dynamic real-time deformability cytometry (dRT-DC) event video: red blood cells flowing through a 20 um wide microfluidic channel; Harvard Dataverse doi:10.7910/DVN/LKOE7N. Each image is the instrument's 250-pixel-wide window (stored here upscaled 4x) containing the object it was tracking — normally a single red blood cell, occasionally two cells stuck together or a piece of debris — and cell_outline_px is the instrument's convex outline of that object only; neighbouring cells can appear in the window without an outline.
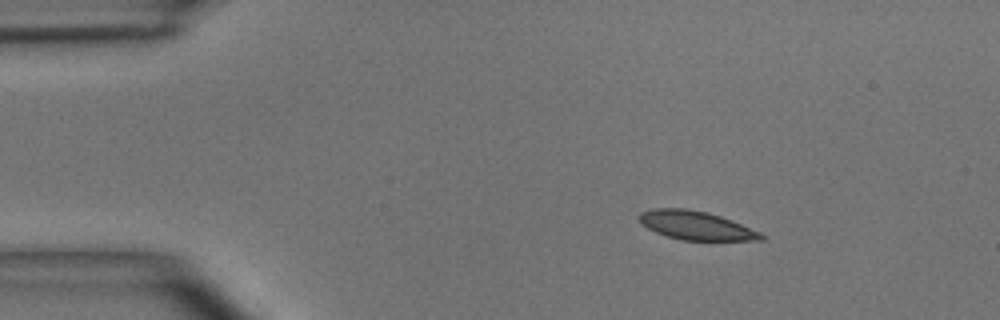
{"species": "common noctule bat (a hibernating species)", "species_latin": "Nyctalus noctula", "temperature_condition": "room temperature", "stored_images_in_passage": 49, "camera_frame_rate_fps": 3000, "um_per_image_px": 0.085, "animal": {"sex": "male", "body_mass_g": 15.6}, "frame": {"image": 1, "passage_image": 7, "time_ms": 2.0, "image_size_px": [1000, 320], "cell_outline_px": [[768, 236], [764, 240], [684, 240], [668, 236], [656, 232], [640, 224], [640, 212], [652, 208], [684, 208], [708, 212], [732, 220], [760, 232]], "centroid_in_image_um": [59.18, 19.16], "position_along_channel_um": 25.8, "area_um2": 20.35}}
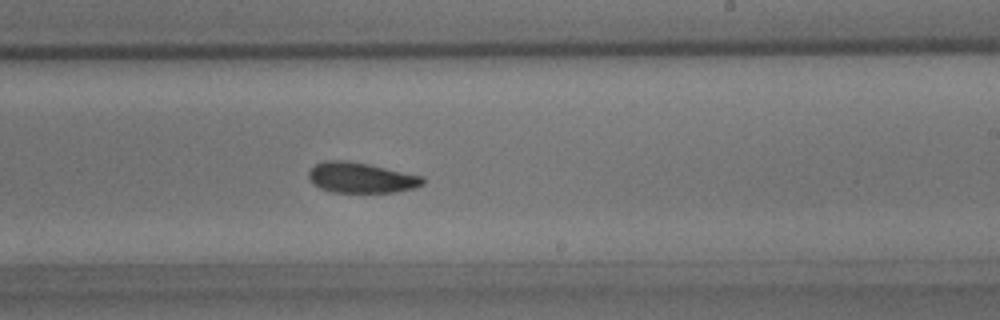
{"frame": {"image": 2, "passage_image": 29, "time_ms": 9.333, "image_size_px": [1000, 320], "cell_outline_px": [[424, 184], [416, 188], [396, 192], [332, 192], [320, 188], [312, 184], [308, 176], [308, 172], [316, 164], [324, 160], [344, 160], [368, 164], [424, 176]], "centroid_in_image_um": [30.7, 15.11], "position_along_channel_um": 258.3, "area_um2": 20.35}}
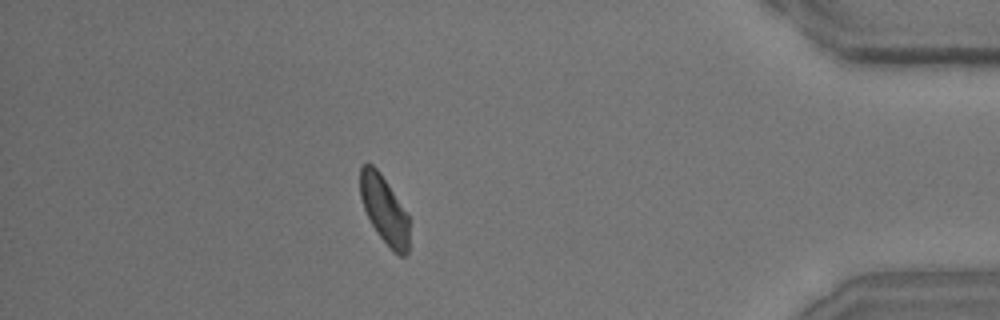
{"frame": {"image": 3, "passage_image": 43, "time_ms": 14.0, "image_size_px": [1000, 320], "cell_outline_px": [[408, 252], [404, 256], [400, 256], [380, 236], [372, 224], [364, 208], [360, 196], [360, 168], [364, 164], [372, 164], [380, 172], [408, 216]], "centroid_in_image_um": [32.64, 17.79], "position_along_channel_um": 402.6, "area_um2": 18.67}, "authors_computed_cell_mechanics": {"area_um2": 20.5768, "velocity_mm_per_s": 4.0212, "shape_relaxation_time_tau1_ms": 3.828, "shape_relaxation_time_tau2_ms": 3.3919, "deformation_change_tau1": 0.1012, "deformation_change_tau2": 0.0724}}